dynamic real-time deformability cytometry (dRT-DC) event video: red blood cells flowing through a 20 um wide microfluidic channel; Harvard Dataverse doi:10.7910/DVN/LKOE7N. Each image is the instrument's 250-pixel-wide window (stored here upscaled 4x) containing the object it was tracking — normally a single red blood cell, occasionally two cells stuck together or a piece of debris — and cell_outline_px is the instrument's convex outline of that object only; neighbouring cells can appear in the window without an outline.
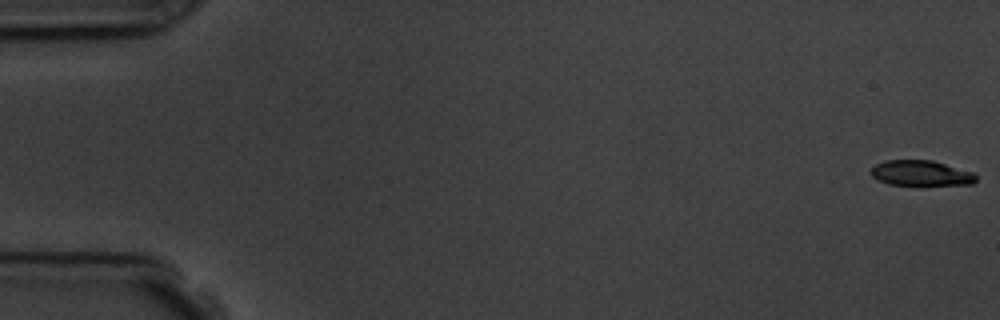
{"species": "common noctule bat (a hibernating species)", "species_latin": "Nyctalus noctula", "temperature_condition": "room temperature", "stored_images_in_passage": 5, "camera_frame_rate_fps": 3000, "um_per_image_px": 0.085, "animal": {"sex": "male", "body_mass_g": 19.5, "forearm_length_mm": 54.6}, "frame": {"image": 1, "passage_image": 1, "time_ms": 0.0, "image_size_px": [1000, 320], "cell_outline_px": [[976, 180], [972, 184], [924, 188], [888, 184], [872, 176], [868, 172], [876, 164], [888, 160], [932, 160], [972, 172], [976, 176]], "centroid_in_image_um": [78.3, 14.78], "position_along_channel_um": 6.7, "area_um2": 16.36}}
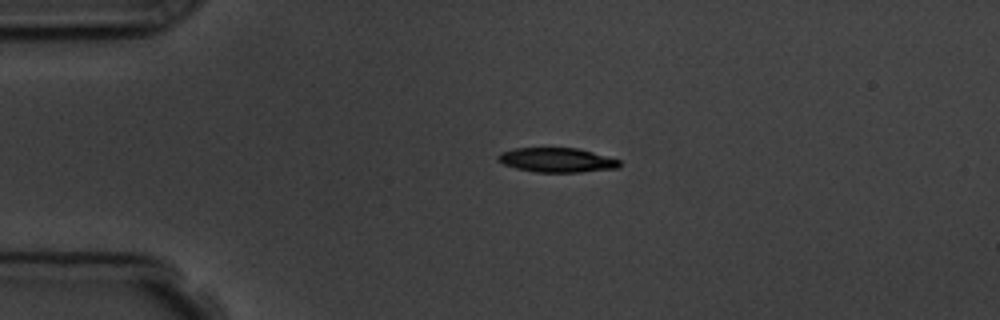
{"frame": {"image": 2, "passage_image": 4, "time_ms": 4.0, "image_size_px": [1000, 320], "cell_outline_px": [[620, 168], [580, 172], [536, 172], [516, 168], [504, 164], [496, 156], [500, 152], [516, 148], [576, 148], [592, 152], [620, 160]], "centroid_in_image_um": [47.34, 13.6], "position_along_channel_um": 37.7, "area_um2": 17.17}}